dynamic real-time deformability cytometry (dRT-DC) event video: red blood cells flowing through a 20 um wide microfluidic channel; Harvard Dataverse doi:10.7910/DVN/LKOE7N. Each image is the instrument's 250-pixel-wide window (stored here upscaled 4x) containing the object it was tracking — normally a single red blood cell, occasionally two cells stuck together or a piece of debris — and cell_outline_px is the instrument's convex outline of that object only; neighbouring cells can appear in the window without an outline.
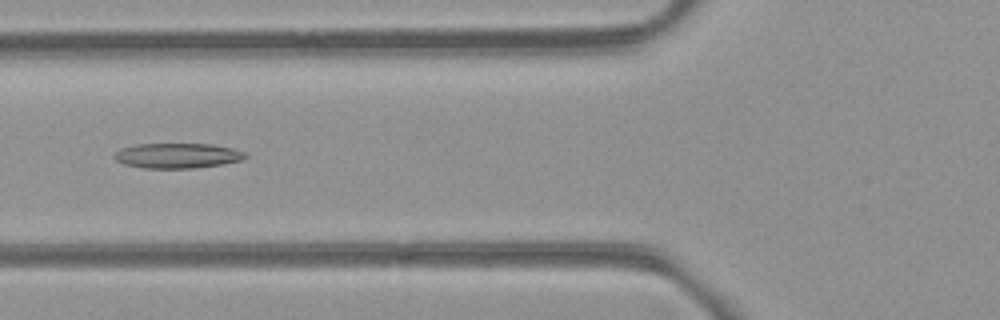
{"species": "common noctule bat (a hibernating species)", "species_latin": "Nyctalus noctula", "temperature_condition": "room temperature", "stored_images_in_passage": 6, "camera_frame_rate_fps": 3000, "um_per_image_px": 0.085, "animal": {"sex": "female", "body_mass_g": 21.9}, "frame": {"image": 1, "passage_image": 6, "time_ms": 5.667, "image_size_px": [1000, 320], "cell_outline_px": [[248, 156], [244, 160], [224, 164], [196, 168], [144, 168], [124, 164], [116, 160], [112, 156], [120, 148], [136, 144], [212, 144], [232, 148], [244, 152]], "centroid_in_image_um": [15.09, 13.23], "position_along_channel_um": 110.7, "area_um2": 19.31}}